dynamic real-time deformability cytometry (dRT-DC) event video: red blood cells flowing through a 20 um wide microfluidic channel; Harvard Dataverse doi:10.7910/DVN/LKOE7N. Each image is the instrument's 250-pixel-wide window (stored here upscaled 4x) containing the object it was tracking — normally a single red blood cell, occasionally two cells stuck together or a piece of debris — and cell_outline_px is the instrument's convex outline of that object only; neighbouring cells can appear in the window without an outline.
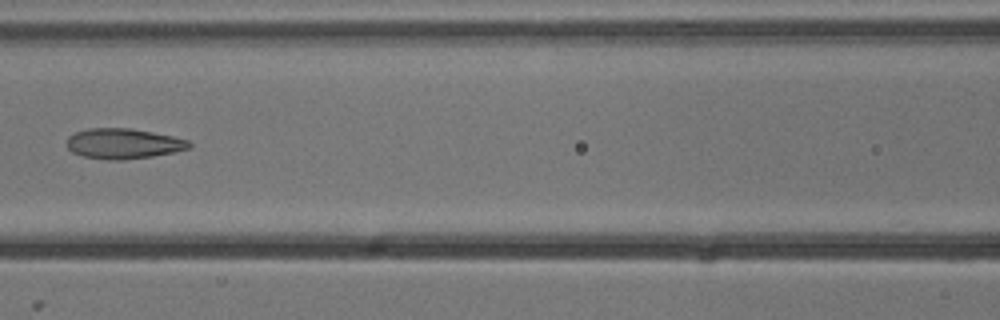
{"species": "common noctule bat (a hibernating species)", "species_latin": "Nyctalus noctula", "temperature_condition": "cold", "stored_images_in_passage": 7, "camera_frame_rate_fps": 3000, "um_per_image_px": 0.085, "animal": {"sex": "male", "body_mass_g": 13.3}, "frame": {"image": 1, "passage_image": 7, "time_ms": 2.0, "image_size_px": [1000, 320], "cell_outline_px": [[192, 148], [152, 156], [124, 160], [108, 160], [84, 156], [72, 152], [68, 148], [68, 136], [76, 132], [88, 128], [132, 128], [172, 136], [188, 140], [192, 144]], "centroid_in_image_um": [10.5, 12.2], "position_along_channel_um": 156.1, "area_um2": 21.56}}